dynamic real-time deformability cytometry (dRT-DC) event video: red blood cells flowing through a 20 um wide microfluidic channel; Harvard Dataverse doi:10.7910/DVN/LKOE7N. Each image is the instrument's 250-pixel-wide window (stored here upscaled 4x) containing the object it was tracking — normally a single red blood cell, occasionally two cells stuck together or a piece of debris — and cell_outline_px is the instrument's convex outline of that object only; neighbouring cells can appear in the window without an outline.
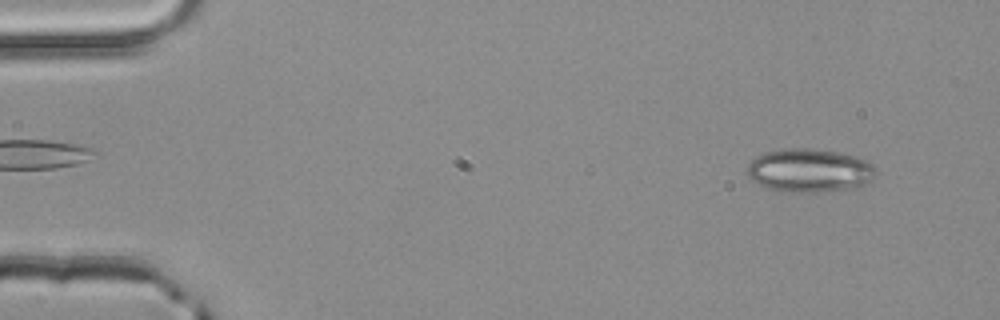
{"species": "common noctule bat (a hibernating species)", "species_latin": "Nyctalus noctula", "temperature_condition": "room temperature", "stored_images_in_passage": 51, "camera_frame_rate_fps": 3000, "um_per_image_px": 0.085, "animal": {"sex": "male", "body_mass_g": 20.4}, "frame": {"image": 1, "passage_image": 4, "time_ms": 1.0, "image_size_px": [1000, 320], "cell_outline_px": [[876, 172], [860, 188], [824, 192], [784, 192], [768, 188], [752, 180], [748, 176], [744, 168], [756, 156], [764, 152], [788, 148], [812, 148], [836, 152], [856, 156], [872, 164], [876, 168]], "centroid_in_image_um": [68.78, 14.5], "position_along_channel_um": 16.2, "area_um2": 32.89}}
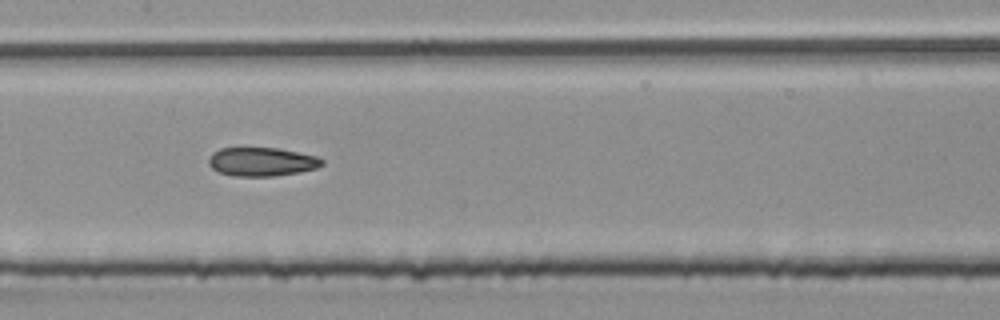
{"frame": {"image": 2, "passage_image": 25, "time_ms": 8.0, "image_size_px": [1000, 320], "cell_outline_px": [[324, 164], [316, 168], [300, 172], [272, 176], [232, 176], [220, 172], [212, 168], [208, 164], [208, 160], [212, 152], [220, 148], [276, 148], [316, 156], [324, 160]], "centroid_in_image_um": [22.23, 13.75], "position_along_channel_um": 185.2, "area_um2": 18.9}}
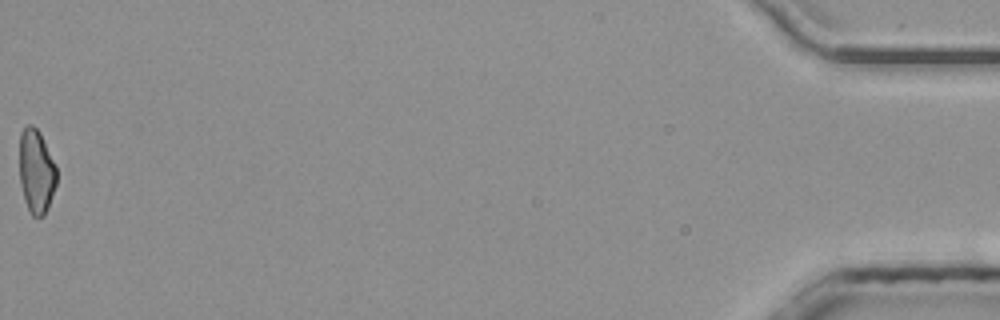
{"frame": {"image": 3, "passage_image": 51, "time_ms": 16.667, "image_size_px": [1000, 320], "cell_outline_px": [[56, 184], [48, 208], [44, 216], [32, 216], [24, 200], [20, 184], [20, 132], [28, 124], [32, 124], [40, 132], [56, 168]], "centroid_in_image_um": [3.07, 14.57], "position_along_channel_um": 432.1, "area_um2": 18.03}, "authors_computed_cell_mechanics": {"area_um2": 19.5364, "velocity_mm_per_s": 4.0828, "shape_relaxation_time_tau1_ms": null, "shape_relaxation_time_tau2_ms": 3.7654, "deformation_change_tau1": null, "deformation_change_tau2": 0.1275}}